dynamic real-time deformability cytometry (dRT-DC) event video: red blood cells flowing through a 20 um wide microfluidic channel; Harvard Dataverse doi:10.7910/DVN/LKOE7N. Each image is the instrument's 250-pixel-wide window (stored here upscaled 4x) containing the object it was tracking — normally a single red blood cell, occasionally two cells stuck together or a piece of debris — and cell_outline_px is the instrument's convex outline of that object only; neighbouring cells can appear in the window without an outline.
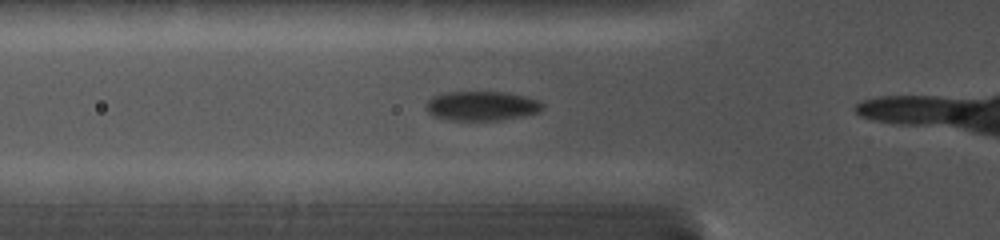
{"species": "common noctule bat (a hibernating species)", "species_latin": "Nyctalus noctula", "temperature_condition": "cold", "stored_images_in_passage": 11, "camera_frame_rate_fps": 5000, "um_per_image_px": 0.085, "animal": {"sex": "female", "body_mass_g": 19.0, "forearm_length_mm": 56.7}, "frame": {"image": 1, "passage_image": 6, "time_ms": 1.4, "image_size_px": [1000, 240], "cell_outline_px": [[544, 108], [540, 112], [524, 116], [500, 120], [448, 120], [432, 116], [424, 108], [424, 104], [432, 96], [440, 92], [504, 92], [524, 96], [540, 100], [544, 104]], "centroid_in_image_um": [40.92, 9.0], "position_along_channel_um": 84.9, "area_um2": 20.4}}
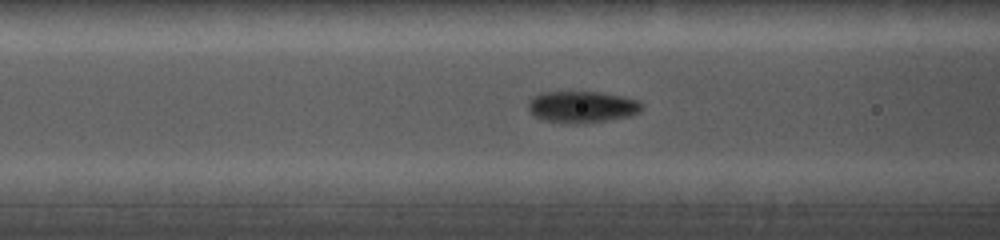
{"frame": {"image": 2, "passage_image": 9, "time_ms": 2.2, "image_size_px": [1000, 240], "cell_outline_px": [[644, 108], [640, 112], [632, 116], [576, 124], [564, 124], [544, 120], [532, 116], [528, 112], [528, 100], [532, 96], [540, 92], [604, 92], [636, 100], [644, 104]], "centroid_in_image_um": [49.43, 9.09], "position_along_channel_um": 117.2, "area_um2": 21.33}}